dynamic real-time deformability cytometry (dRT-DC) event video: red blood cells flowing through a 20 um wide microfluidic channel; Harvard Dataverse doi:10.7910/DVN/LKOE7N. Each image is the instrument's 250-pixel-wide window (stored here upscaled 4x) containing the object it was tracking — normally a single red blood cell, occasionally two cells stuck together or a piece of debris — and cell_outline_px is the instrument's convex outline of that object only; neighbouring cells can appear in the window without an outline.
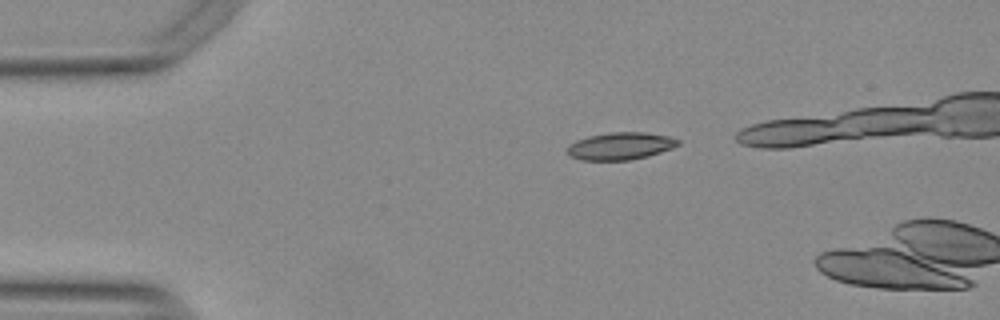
{"species": "Egyptian fruit bat (a non-hibernating species)", "species_latin": "Rousettus aegyptiacus", "temperature_condition": "warm", "stored_images_in_passage": 3, "camera_frame_rate_fps": 3000, "um_per_image_px": 0.085, "animal": {"sex": "female"}, "frame": {"image": 1, "passage_image": 1, "time_ms": 0.0, "image_size_px": [1000, 320], "cell_outline_px": [[680, 144], [672, 148], [648, 156], [628, 160], [580, 160], [568, 156], [568, 148], [576, 140], [588, 136], [608, 132], [644, 132], [668, 136], [680, 140]], "centroid_in_image_um": [52.74, 12.41], "position_along_channel_um": 32.3, "area_um2": 17.63}}